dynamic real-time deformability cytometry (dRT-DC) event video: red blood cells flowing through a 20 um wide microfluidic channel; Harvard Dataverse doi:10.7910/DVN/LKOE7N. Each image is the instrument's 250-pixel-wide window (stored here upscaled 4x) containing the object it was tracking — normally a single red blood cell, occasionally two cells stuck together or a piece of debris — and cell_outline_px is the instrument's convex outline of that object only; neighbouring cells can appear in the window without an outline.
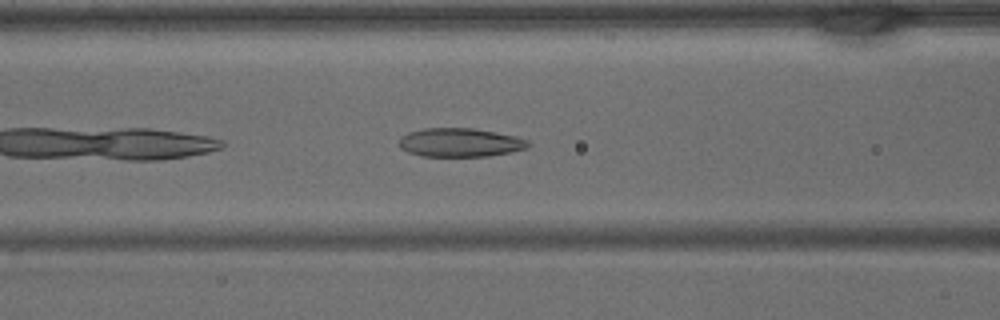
{"species": "common noctule bat (a hibernating species)", "species_latin": "Nyctalus noctula", "temperature_condition": "warm", "stored_images_in_passage": 29, "camera_frame_rate_fps": 3000, "um_per_image_px": 0.085, "animal": {"sex": "male", "body_mass_g": 15.6}, "frame": {"image": 1, "passage_image": 5, "time_ms": 1.333, "image_size_px": [1000, 320], "cell_outline_px": [[532, 144], [528, 148], [512, 152], [488, 156], [420, 156], [408, 152], [400, 148], [400, 140], [408, 132], [424, 128], [472, 128], [516, 136], [528, 140]], "centroid_in_image_um": [39.15, 12.12], "position_along_channel_um": 127.5, "area_um2": 21.62}}
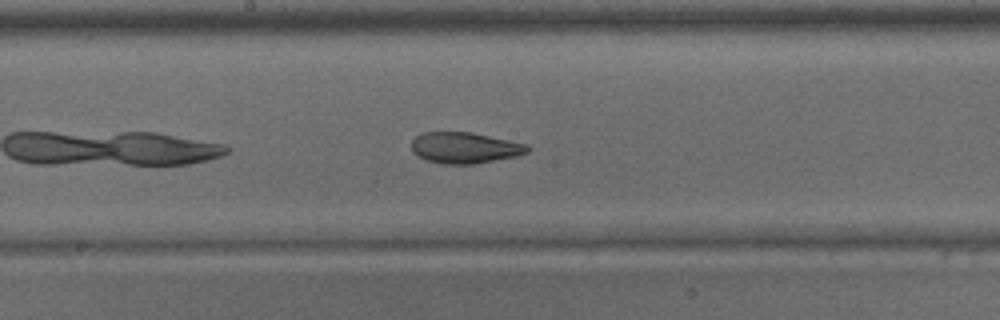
{"frame": {"image": 2, "passage_image": 10, "time_ms": 3.0, "image_size_px": [1000, 320], "cell_outline_px": [[532, 148], [528, 152], [516, 156], [472, 164], [444, 164], [424, 160], [412, 152], [412, 140], [416, 136], [424, 132], [472, 132], [528, 144]], "centroid_in_image_um": [39.51, 12.56], "position_along_channel_um": 208.7, "area_um2": 21.1}}
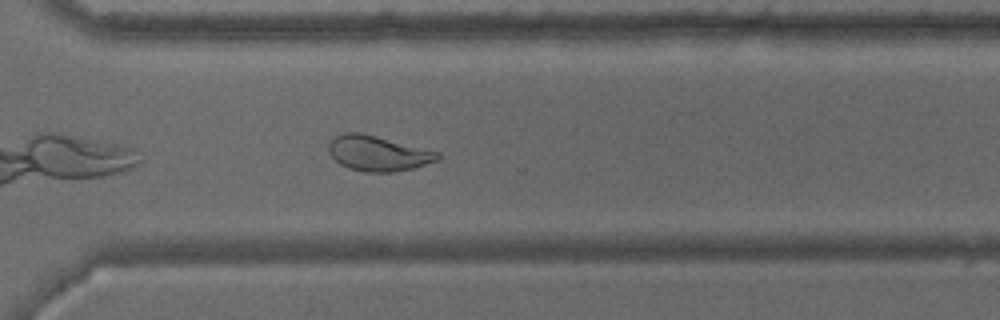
{"frame": {"image": 3, "passage_image": 18, "time_ms": 5.667, "image_size_px": [1000, 320], "cell_outline_px": [[440, 160], [416, 168], [392, 172], [364, 172], [348, 168], [340, 164], [328, 152], [328, 144], [336, 136], [344, 132], [360, 132], [440, 152]], "centroid_in_image_um": [32.15, 13.04], "position_along_channel_um": 338.4, "area_um2": 22.48}}